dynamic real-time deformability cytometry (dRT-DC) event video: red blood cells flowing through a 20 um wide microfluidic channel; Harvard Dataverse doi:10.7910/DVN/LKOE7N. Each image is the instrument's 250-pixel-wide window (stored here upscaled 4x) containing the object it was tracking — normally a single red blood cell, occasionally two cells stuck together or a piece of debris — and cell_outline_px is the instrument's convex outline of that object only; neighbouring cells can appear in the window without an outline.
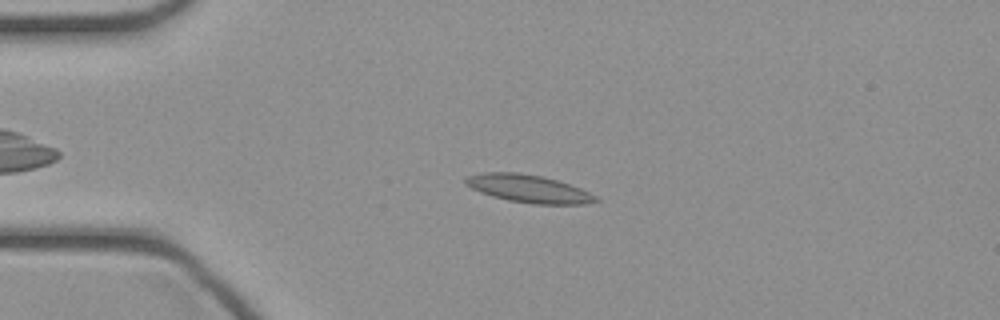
{"species": "common noctule bat (a hibernating species)", "species_latin": "Nyctalus noctula", "temperature_condition": "cold", "stored_images_in_passage": 45, "camera_frame_rate_fps": 3000, "um_per_image_px": 0.085, "animal": {"sex": "female", "body_mass_g": 21.9}, "frame": {"image": 1, "passage_image": 10, "time_ms": 3.0, "image_size_px": [1000, 320], "cell_outline_px": [[600, 200], [584, 204], [532, 204], [508, 200], [492, 196], [480, 192], [464, 184], [464, 180], [468, 176], [484, 172], [516, 172], [544, 176], [580, 188], [596, 196]], "centroid_in_image_um": [44.91, 16.03], "position_along_channel_um": 40.1, "area_um2": 20.98}}
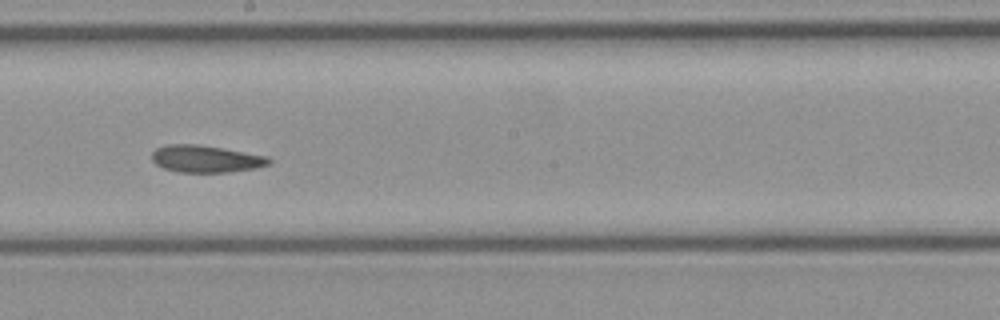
{"frame": {"image": 2, "passage_image": 25, "time_ms": 8.0, "image_size_px": [1000, 320], "cell_outline_px": [[272, 164], [256, 168], [228, 172], [180, 172], [164, 168], [156, 164], [152, 160], [152, 152], [156, 148], [168, 144], [196, 144], [268, 156], [272, 160]], "centroid_in_image_um": [17.51, 13.5], "position_along_channel_um": 230.7, "area_um2": 18.44}}
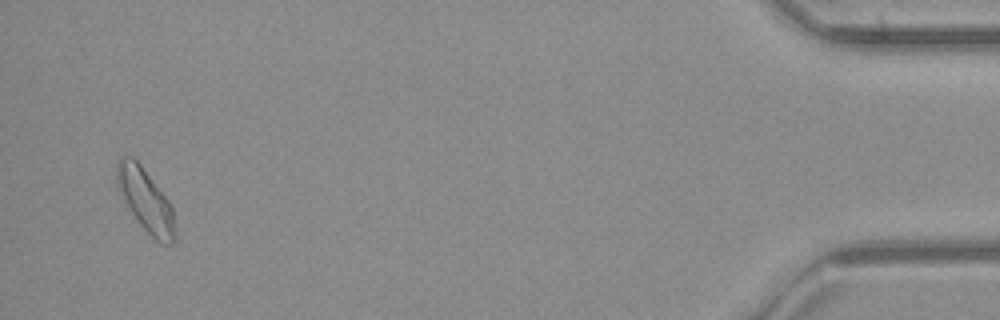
{"frame": {"image": 3, "passage_image": 44, "time_ms": 14.333, "image_size_px": [1000, 320], "cell_outline_px": [[176, 244], [160, 244], [140, 224], [120, 196], [116, 184], [116, 160], [124, 156], [132, 156], [140, 164], [168, 200], [172, 208], [176, 232]], "centroid_in_image_um": [12.37, 17.03], "position_along_channel_um": 422.8, "area_um2": 21.39}}